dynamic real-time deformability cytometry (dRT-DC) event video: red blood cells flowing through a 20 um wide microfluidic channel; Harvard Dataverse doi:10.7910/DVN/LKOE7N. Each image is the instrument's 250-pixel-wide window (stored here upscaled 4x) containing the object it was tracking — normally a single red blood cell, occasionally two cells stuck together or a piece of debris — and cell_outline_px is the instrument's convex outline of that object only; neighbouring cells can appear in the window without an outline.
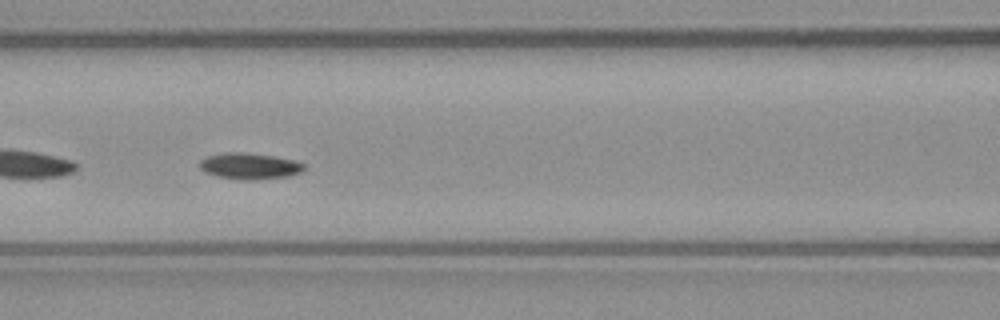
{"species": "common noctule bat (a hibernating species)", "species_latin": "Nyctalus noctula", "temperature_condition": "warm", "stored_images_in_passage": 49, "segment_of_instrument_passage": [2, 2], "camera_frame_rate_fps": 3000, "um_per_image_px": 0.085, "animal": {"sex": "male", "body_mass_g": 23.1, "forearm_length_mm": 52.7}, "frame": {"image": 1, "passage_image": 21, "time_ms": 6.667, "image_size_px": [1000, 320], "cell_outline_px": [[304, 168], [300, 172], [288, 176], [252, 180], [216, 176], [204, 172], [200, 168], [200, 160], [208, 156], [224, 152], [248, 152], [276, 156], [296, 160], [304, 164]], "centroid_in_image_um": [21.21, 14.09], "position_along_channel_um": 145.4, "area_um2": 15.95}}
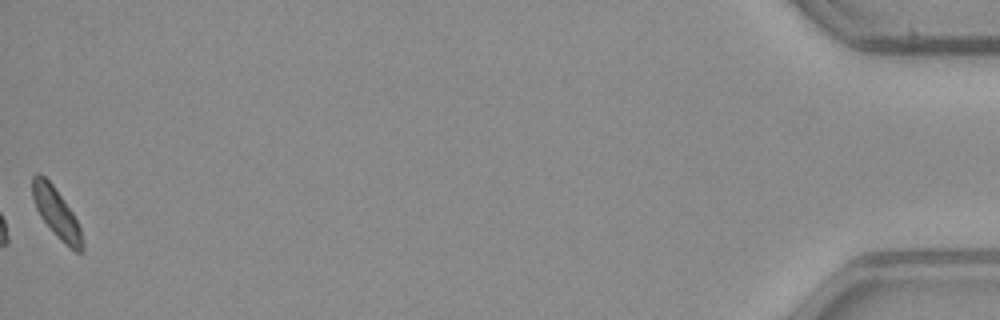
{"frame": {"image": 2, "passage_image": 49, "time_ms": 16.0, "image_size_px": [1000, 320], "cell_outline_px": [[84, 252], [76, 252], [64, 244], [56, 236], [40, 216], [36, 208], [32, 196], [32, 176], [36, 172], [40, 172], [52, 184], [72, 212], [80, 228], [84, 244]], "centroid_in_image_um": [4.79, 18.11], "position_along_channel_um": 430.4, "area_um2": 14.45}}